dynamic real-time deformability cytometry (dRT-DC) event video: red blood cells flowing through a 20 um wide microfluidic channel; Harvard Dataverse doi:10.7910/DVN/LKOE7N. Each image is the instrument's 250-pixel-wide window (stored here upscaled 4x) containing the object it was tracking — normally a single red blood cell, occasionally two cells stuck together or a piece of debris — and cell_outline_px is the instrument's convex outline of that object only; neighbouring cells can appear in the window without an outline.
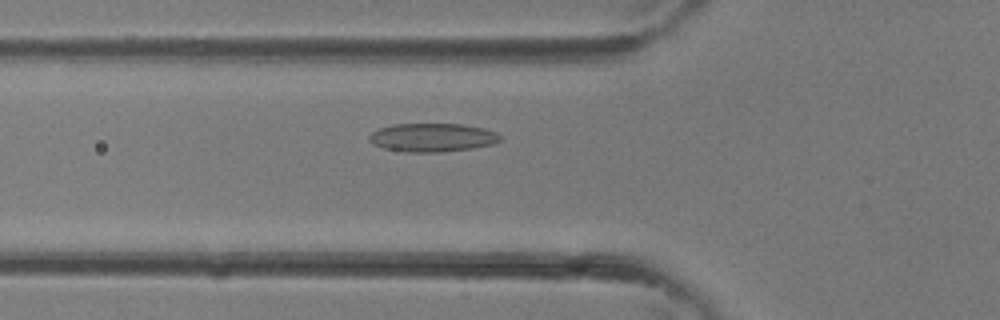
{"species": "common noctule bat (a hibernating species)", "species_latin": "Nyctalus noctula", "temperature_condition": "room temperature", "stored_images_in_passage": 35, "camera_frame_rate_fps": 3000, "um_per_image_px": 0.085, "animal": {"sex": "female"}, "frame": {"image": 1, "passage_image": 12, "time_ms": 3.667, "image_size_px": [1000, 320], "cell_outline_px": [[500, 140], [492, 144], [472, 148], [440, 152], [408, 152], [384, 148], [372, 144], [368, 140], [368, 136], [376, 128], [392, 124], [460, 124], [484, 128], [496, 132], [500, 136]], "centroid_in_image_um": [36.69, 11.68], "position_along_channel_um": 89.1, "area_um2": 21.79}}
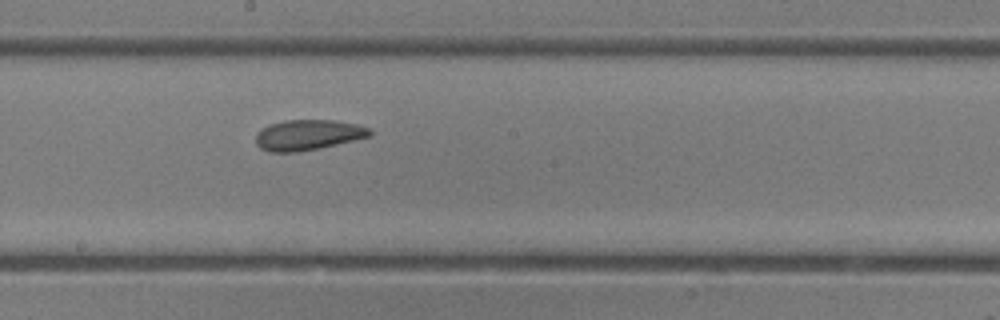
{"frame": {"image": 2, "passage_image": 19, "time_ms": 6.0, "image_size_px": [1000, 320], "cell_outline_px": [[372, 136], [320, 148], [296, 152], [268, 152], [260, 148], [256, 144], [256, 132], [268, 124], [284, 120], [336, 120], [356, 124], [368, 128], [372, 132]], "centroid_in_image_um": [26.15, 11.47], "position_along_channel_um": 222.0, "area_um2": 20.4}}
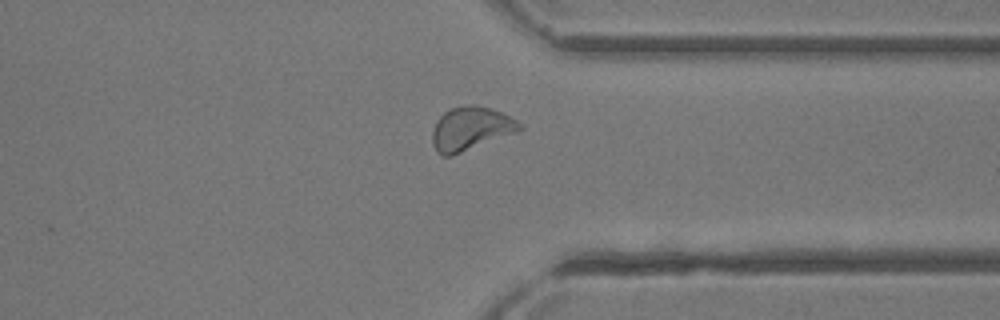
{"frame": {"image": 3, "passage_image": 27, "time_ms": 8.667, "image_size_px": [1000, 320], "cell_outline_px": [[524, 128], [452, 156], [444, 156], [436, 152], [432, 144], [432, 132], [436, 120], [444, 112], [452, 108], [468, 104], [476, 104], [504, 112], [516, 120]], "centroid_in_image_um": [39.97, 10.92], "position_along_channel_um": 371.4, "area_um2": 22.02}}